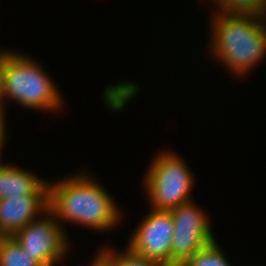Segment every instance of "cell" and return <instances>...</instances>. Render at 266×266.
Returning a JSON list of instances; mask_svg holds the SVG:
<instances>
[{
    "mask_svg": "<svg viewBox=\"0 0 266 266\" xmlns=\"http://www.w3.org/2000/svg\"><path fill=\"white\" fill-rule=\"evenodd\" d=\"M211 1H212V3L214 2V4H215L214 7H216L222 0H211Z\"/></svg>",
    "mask_w": 266,
    "mask_h": 266,
    "instance_id": "obj_17",
    "label": "cell"
},
{
    "mask_svg": "<svg viewBox=\"0 0 266 266\" xmlns=\"http://www.w3.org/2000/svg\"><path fill=\"white\" fill-rule=\"evenodd\" d=\"M126 246L146 259L171 266L174 224L170 211L151 209L139 222Z\"/></svg>",
    "mask_w": 266,
    "mask_h": 266,
    "instance_id": "obj_7",
    "label": "cell"
},
{
    "mask_svg": "<svg viewBox=\"0 0 266 266\" xmlns=\"http://www.w3.org/2000/svg\"><path fill=\"white\" fill-rule=\"evenodd\" d=\"M64 230V226L48 209L41 217L19 230L13 238L25 254L41 266H55L63 260L69 249L70 243Z\"/></svg>",
    "mask_w": 266,
    "mask_h": 266,
    "instance_id": "obj_5",
    "label": "cell"
},
{
    "mask_svg": "<svg viewBox=\"0 0 266 266\" xmlns=\"http://www.w3.org/2000/svg\"><path fill=\"white\" fill-rule=\"evenodd\" d=\"M48 209L49 194L17 195L0 199V237H13Z\"/></svg>",
    "mask_w": 266,
    "mask_h": 266,
    "instance_id": "obj_8",
    "label": "cell"
},
{
    "mask_svg": "<svg viewBox=\"0 0 266 266\" xmlns=\"http://www.w3.org/2000/svg\"><path fill=\"white\" fill-rule=\"evenodd\" d=\"M3 93V75H2V50L0 51V107L5 108Z\"/></svg>",
    "mask_w": 266,
    "mask_h": 266,
    "instance_id": "obj_16",
    "label": "cell"
},
{
    "mask_svg": "<svg viewBox=\"0 0 266 266\" xmlns=\"http://www.w3.org/2000/svg\"><path fill=\"white\" fill-rule=\"evenodd\" d=\"M90 266H115V264L100 250Z\"/></svg>",
    "mask_w": 266,
    "mask_h": 266,
    "instance_id": "obj_14",
    "label": "cell"
},
{
    "mask_svg": "<svg viewBox=\"0 0 266 266\" xmlns=\"http://www.w3.org/2000/svg\"><path fill=\"white\" fill-rule=\"evenodd\" d=\"M90 176L82 172L49 182V210L61 224L69 221L94 231H109L120 223L122 212L110 194Z\"/></svg>",
    "mask_w": 266,
    "mask_h": 266,
    "instance_id": "obj_1",
    "label": "cell"
},
{
    "mask_svg": "<svg viewBox=\"0 0 266 266\" xmlns=\"http://www.w3.org/2000/svg\"><path fill=\"white\" fill-rule=\"evenodd\" d=\"M27 194H49V182L20 167L0 163V199Z\"/></svg>",
    "mask_w": 266,
    "mask_h": 266,
    "instance_id": "obj_9",
    "label": "cell"
},
{
    "mask_svg": "<svg viewBox=\"0 0 266 266\" xmlns=\"http://www.w3.org/2000/svg\"><path fill=\"white\" fill-rule=\"evenodd\" d=\"M213 9L222 13L258 14L266 16V0H222Z\"/></svg>",
    "mask_w": 266,
    "mask_h": 266,
    "instance_id": "obj_12",
    "label": "cell"
},
{
    "mask_svg": "<svg viewBox=\"0 0 266 266\" xmlns=\"http://www.w3.org/2000/svg\"><path fill=\"white\" fill-rule=\"evenodd\" d=\"M216 239L206 247L197 251L180 266H231Z\"/></svg>",
    "mask_w": 266,
    "mask_h": 266,
    "instance_id": "obj_11",
    "label": "cell"
},
{
    "mask_svg": "<svg viewBox=\"0 0 266 266\" xmlns=\"http://www.w3.org/2000/svg\"><path fill=\"white\" fill-rule=\"evenodd\" d=\"M214 12L209 52L232 75L243 78L265 58L266 16Z\"/></svg>",
    "mask_w": 266,
    "mask_h": 266,
    "instance_id": "obj_2",
    "label": "cell"
},
{
    "mask_svg": "<svg viewBox=\"0 0 266 266\" xmlns=\"http://www.w3.org/2000/svg\"><path fill=\"white\" fill-rule=\"evenodd\" d=\"M32 57L2 50L4 101H15L23 108L57 112L64 106L54 80Z\"/></svg>",
    "mask_w": 266,
    "mask_h": 266,
    "instance_id": "obj_3",
    "label": "cell"
},
{
    "mask_svg": "<svg viewBox=\"0 0 266 266\" xmlns=\"http://www.w3.org/2000/svg\"><path fill=\"white\" fill-rule=\"evenodd\" d=\"M181 156L167 150L154 157L144 175V188L150 207L169 211L193 200L194 175Z\"/></svg>",
    "mask_w": 266,
    "mask_h": 266,
    "instance_id": "obj_4",
    "label": "cell"
},
{
    "mask_svg": "<svg viewBox=\"0 0 266 266\" xmlns=\"http://www.w3.org/2000/svg\"><path fill=\"white\" fill-rule=\"evenodd\" d=\"M5 108L0 107V157L2 154V148L4 147V142L7 136H5L6 134V128H5Z\"/></svg>",
    "mask_w": 266,
    "mask_h": 266,
    "instance_id": "obj_15",
    "label": "cell"
},
{
    "mask_svg": "<svg viewBox=\"0 0 266 266\" xmlns=\"http://www.w3.org/2000/svg\"><path fill=\"white\" fill-rule=\"evenodd\" d=\"M102 248L101 251L115 264V266H165L162 263L135 254L128 247H126L125 251L120 253L107 246Z\"/></svg>",
    "mask_w": 266,
    "mask_h": 266,
    "instance_id": "obj_13",
    "label": "cell"
},
{
    "mask_svg": "<svg viewBox=\"0 0 266 266\" xmlns=\"http://www.w3.org/2000/svg\"><path fill=\"white\" fill-rule=\"evenodd\" d=\"M0 266H41L13 237H0Z\"/></svg>",
    "mask_w": 266,
    "mask_h": 266,
    "instance_id": "obj_10",
    "label": "cell"
},
{
    "mask_svg": "<svg viewBox=\"0 0 266 266\" xmlns=\"http://www.w3.org/2000/svg\"><path fill=\"white\" fill-rule=\"evenodd\" d=\"M174 224L171 266H180L216 238L207 214L193 200L169 210Z\"/></svg>",
    "mask_w": 266,
    "mask_h": 266,
    "instance_id": "obj_6",
    "label": "cell"
}]
</instances>
